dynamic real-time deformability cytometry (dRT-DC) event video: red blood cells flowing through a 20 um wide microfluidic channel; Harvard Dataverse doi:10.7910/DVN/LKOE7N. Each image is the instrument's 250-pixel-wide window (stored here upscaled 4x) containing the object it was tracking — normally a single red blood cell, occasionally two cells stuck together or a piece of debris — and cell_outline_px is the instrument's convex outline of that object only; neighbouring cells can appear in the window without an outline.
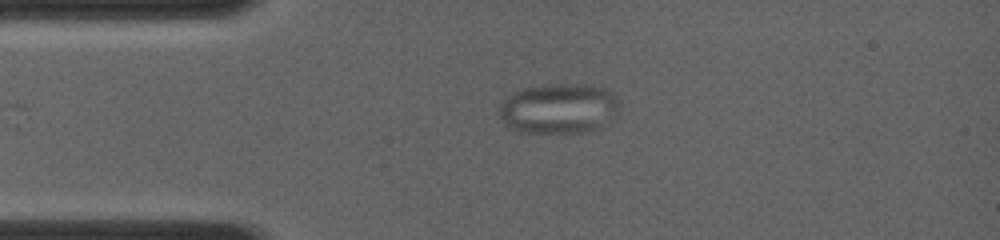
{"species": "common noctule bat (a hibernating species)", "species_latin": "Nyctalus noctula", "temperature_condition": "room temperature", "stored_images_in_passage": 5, "camera_frame_rate_fps": 4000, "um_per_image_px": 0.085, "animal": {"sex": "female", "body_mass_g": 19.0, "forearm_length_mm": 56.7}, "frame": {"image": 1, "passage_image": 5, "time_ms": 2.5, "image_size_px": [1000, 240], "cell_outline_px": [[616, 104], [588, 132], [524, 132], [508, 128], [504, 124], [500, 116], [500, 100], [516, 92], [528, 88], [548, 84], [584, 84], [604, 88], [612, 92], [616, 96]], "centroid_in_image_um": [47.31, 9.19], "position_along_channel_um": 37.7, "area_um2": 33.52}}